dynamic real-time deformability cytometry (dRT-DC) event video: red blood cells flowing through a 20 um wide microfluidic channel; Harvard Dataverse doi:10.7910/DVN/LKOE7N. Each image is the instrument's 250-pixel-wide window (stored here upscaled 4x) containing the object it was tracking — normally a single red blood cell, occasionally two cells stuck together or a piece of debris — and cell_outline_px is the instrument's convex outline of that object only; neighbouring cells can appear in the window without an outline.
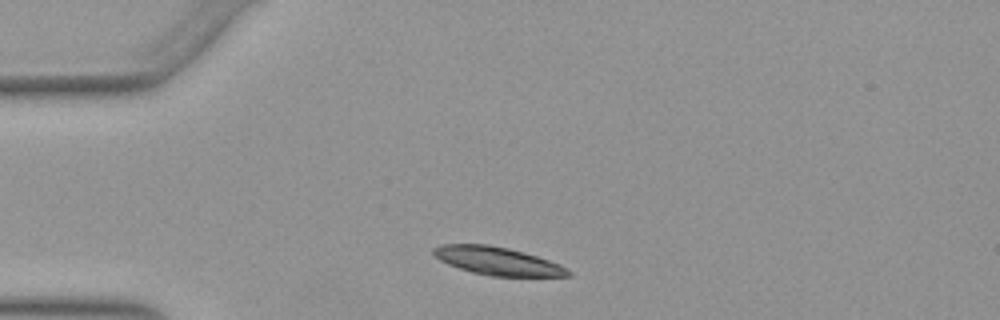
{"species": "Egyptian fruit bat (a non-hibernating species)", "species_latin": "Rousettus aegyptiacus", "temperature_condition": "warm", "stored_images_in_passage": 35, "camera_frame_rate_fps": 3000, "um_per_image_px": 0.085, "animal": {"sex": "female"}, "frame": {"image": 1, "passage_image": 4, "time_ms": 1.0, "image_size_px": [1000, 320], "cell_outline_px": [[572, 276], [492, 276], [472, 272], [448, 264], [440, 260], [432, 252], [432, 248], [440, 244], [488, 244], [508, 248], [524, 252], [560, 264], [568, 268], [572, 272]], "centroid_in_image_um": [42.3, 22.18], "position_along_channel_um": 42.7, "area_um2": 21.96}}
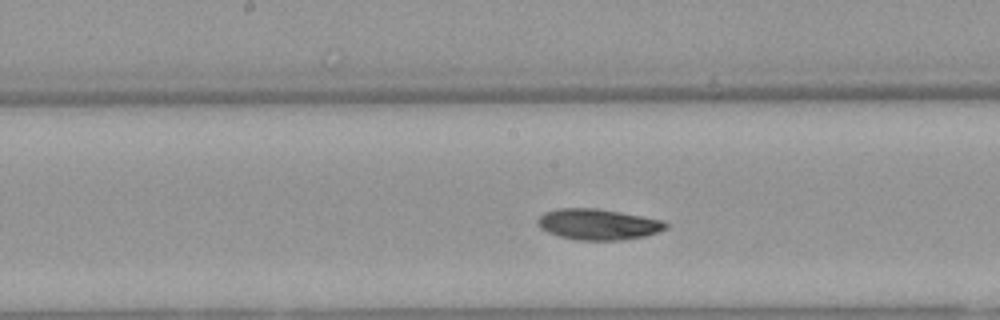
{"frame": {"image": 2, "passage_image": 18, "time_ms": 5.667, "image_size_px": [1000, 320], "cell_outline_px": [[668, 228], [660, 232], [644, 236], [620, 240], [576, 240], [560, 236], [548, 232], [540, 228], [536, 224], [536, 220], [544, 212], [556, 208], [596, 208], [620, 212], [664, 220], [668, 224]], "centroid_in_image_um": [50.83, 19.06], "position_along_channel_um": 197.4, "area_um2": 23.24}}
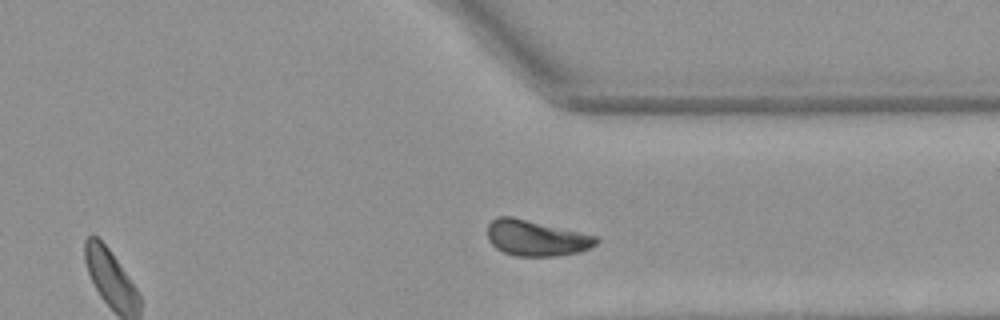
{"frame": {"image": 3, "passage_image": 31, "time_ms": 10.0, "image_size_px": [1000, 320], "cell_outline_px": [[600, 240], [596, 244], [580, 252], [556, 256], [516, 256], [504, 252], [496, 248], [488, 240], [488, 224], [496, 216], [512, 216], [596, 236]], "centroid_in_image_um": [45.55, 20.23], "position_along_channel_um": 365.9, "area_um2": 22.54}, "authors_computed_cell_mechanics": {"area_um2": 22.5998, "velocity_mm_per_s": 3.8885, "shape_relaxation_time_tau1_ms": 4.5739, "shape_relaxation_time_tau2_ms": 4.1285, "deformation_change_tau1": 0.1325, "deformation_change_tau2": 0.0715}}